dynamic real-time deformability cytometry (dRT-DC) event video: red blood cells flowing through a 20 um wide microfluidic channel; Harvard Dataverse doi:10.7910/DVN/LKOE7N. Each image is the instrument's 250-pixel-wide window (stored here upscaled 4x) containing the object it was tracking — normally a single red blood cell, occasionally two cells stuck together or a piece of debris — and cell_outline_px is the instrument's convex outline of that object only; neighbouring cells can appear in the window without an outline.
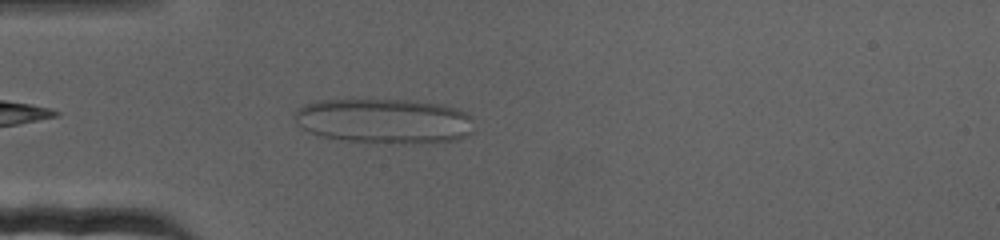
{"species": "human", "species_latin": "Homo sapiens", "temperature_condition": "cold", "stored_images_in_passage": 56, "camera_frame_rate_fps": 3000, "um_per_image_px": 0.085, "donor": {"sex": "female"}, "frame": {"image": 1, "passage_image": 4, "time_ms": 1.0, "image_size_px": [1000, 240], "cell_outline_px": [[472, 132], [468, 136], [456, 140], [420, 144], [404, 144], [340, 140], [320, 136], [300, 128], [296, 120], [296, 108], [304, 104], [316, 100], [416, 100], [444, 104], [460, 108], [468, 112], [472, 116]], "centroid_in_image_um": [32.72, 10.29], "position_along_channel_um": 52.3, "area_um2": 47.92}}
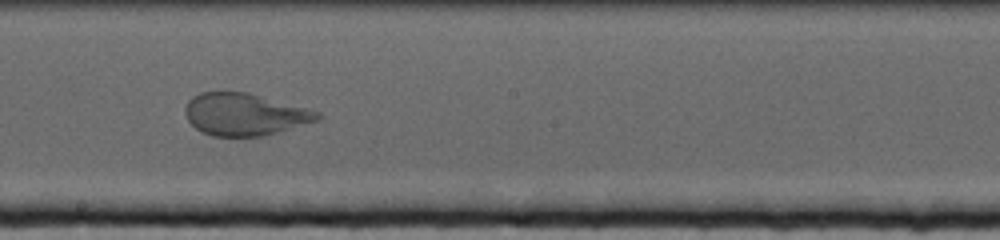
{"frame": {"image": 2, "passage_image": 24, "time_ms": 7.667, "image_size_px": [1000, 240], "cell_outline_px": [[320, 116], [316, 120], [264, 136], [212, 136], [196, 128], [188, 120], [184, 112], [184, 108], [188, 100], [192, 96], [200, 92], [248, 92], [308, 108], [320, 112]], "centroid_in_image_um": [20.76, 9.7], "position_along_channel_um": 227.4, "area_um2": 32.31}}
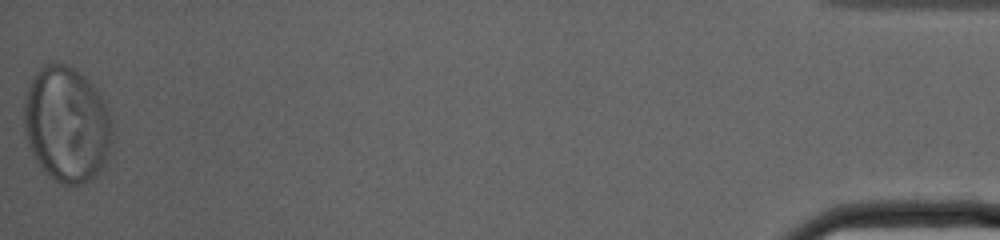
{"frame": {"image": 3, "passage_image": 56, "time_ms": 18.333, "image_size_px": [1000, 240], "cell_outline_px": [[112, 140], [108, 156], [100, 172], [88, 180], [80, 184], [60, 184], [48, 176], [32, 152], [28, 144], [24, 128], [24, 100], [32, 80], [44, 64], [64, 64], [76, 68], [96, 88], [104, 100], [112, 132]], "centroid_in_image_um": [5.68, 10.58], "position_along_channel_um": 429.5, "area_um2": 59.07}}